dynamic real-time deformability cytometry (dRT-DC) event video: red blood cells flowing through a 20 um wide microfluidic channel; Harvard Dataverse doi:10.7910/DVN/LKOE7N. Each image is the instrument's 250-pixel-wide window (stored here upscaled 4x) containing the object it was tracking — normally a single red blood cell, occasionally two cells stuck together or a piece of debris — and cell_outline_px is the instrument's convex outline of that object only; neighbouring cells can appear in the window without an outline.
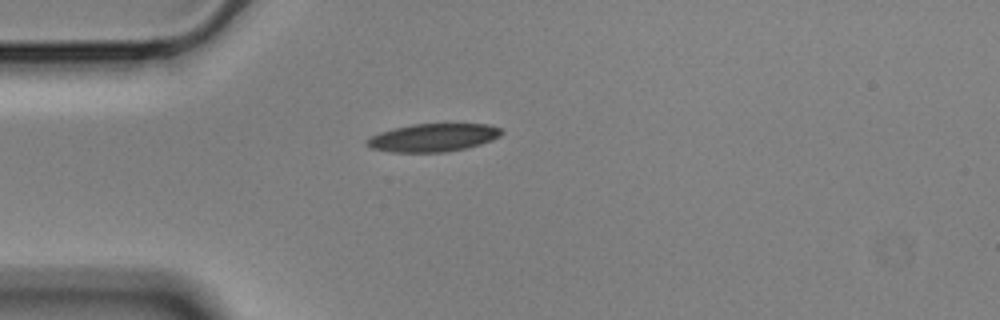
{"species": "Egyptian fruit bat (a non-hibernating species)", "species_latin": "Rousettus aegyptiacus", "temperature_condition": "cold", "stored_images_in_passage": 43, "camera_frame_rate_fps": 3000, "um_per_image_px": 0.085, "animal": {"sex": "male"}, "frame": {"image": 1, "passage_image": 1, "time_ms": 0.0, "image_size_px": [1000, 320], "cell_outline_px": [[504, 132], [500, 136], [492, 140], [480, 144], [448, 152], [392, 152], [372, 148], [364, 144], [364, 140], [380, 132], [412, 124], [488, 124], [500, 128]], "centroid_in_image_um": [36.81, 11.7], "position_along_channel_um": 48.2, "area_um2": 21.91}}
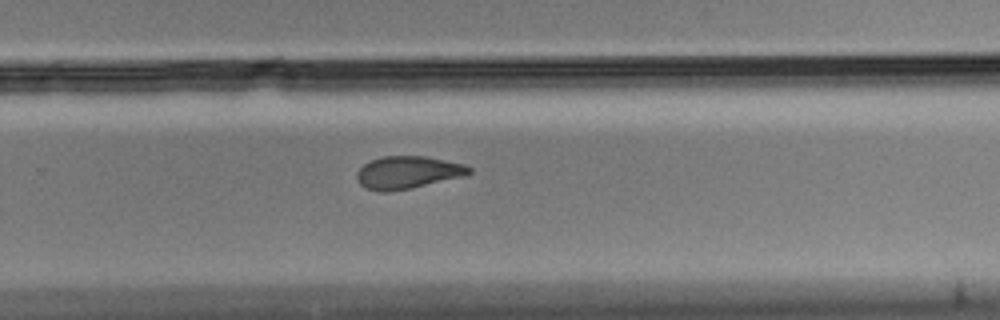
{"frame": {"image": 2, "passage_image": 23, "time_ms": 7.333, "image_size_px": [1000, 320], "cell_outline_px": [[472, 172], [464, 176], [412, 188], [388, 192], [380, 192], [368, 188], [360, 184], [356, 176], [356, 172], [364, 164], [372, 160], [384, 156], [424, 156], [464, 164], [472, 168]], "centroid_in_image_um": [34.66, 14.66], "position_along_channel_um": 295.1, "area_um2": 21.21}}
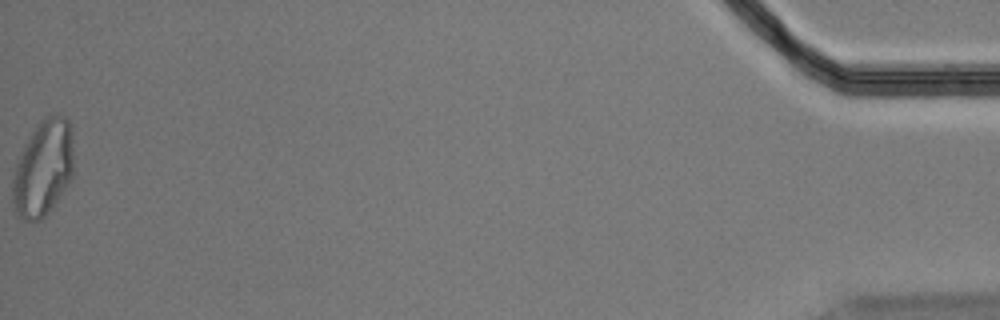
{"frame": {"image": 3, "passage_image": 43, "time_ms": 14.0, "image_size_px": [1000, 320], "cell_outline_px": [[72, 176], [60, 196], [52, 208], [40, 220], [24, 220], [12, 208], [12, 176], [16, 160], [24, 144], [36, 124], [44, 116], [64, 116], [68, 120], [72, 132]], "centroid_in_image_um": [3.63, 14.3], "position_along_channel_um": 431.6, "area_um2": 34.33}, "authors_computed_cell_mechanics": {"area_um2": 22.3686, "velocity_mm_per_s": 3.534, "shape_relaxation_time_tau1_ms": 7.4411, "shape_relaxation_time_tau2_ms": 3.5435, "deformation_change_tau1": 0.171, "deformation_change_tau2": 0.0989}}